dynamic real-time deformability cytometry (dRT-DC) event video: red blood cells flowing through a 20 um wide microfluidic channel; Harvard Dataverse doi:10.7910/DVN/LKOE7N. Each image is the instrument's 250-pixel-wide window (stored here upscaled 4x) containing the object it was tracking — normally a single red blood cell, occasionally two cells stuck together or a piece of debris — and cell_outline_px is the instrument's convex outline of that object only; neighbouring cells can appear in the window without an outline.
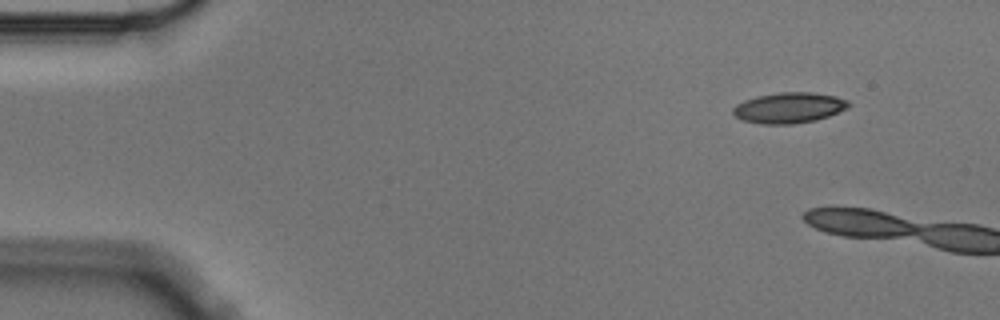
{"species": "Egyptian fruit bat (a non-hibernating species)", "species_latin": "Rousettus aegyptiacus", "temperature_condition": "cold", "stored_images_in_passage": 2, "camera_frame_rate_fps": 3000, "um_per_image_px": 0.085, "animal": {"sex": "male"}, "frame": {"image": 1, "passage_image": 1, "time_ms": 0.0, "image_size_px": [1000, 320], "cell_outline_px": [[852, 104], [848, 108], [828, 116], [816, 120], [792, 124], [760, 124], [744, 120], [736, 116], [732, 112], [732, 108], [736, 104], [744, 100], [756, 96], [780, 92], [812, 92], [836, 96], [848, 100]], "centroid_in_image_um": [67.08, 9.15], "position_along_channel_um": 17.9, "area_um2": 20.75}}